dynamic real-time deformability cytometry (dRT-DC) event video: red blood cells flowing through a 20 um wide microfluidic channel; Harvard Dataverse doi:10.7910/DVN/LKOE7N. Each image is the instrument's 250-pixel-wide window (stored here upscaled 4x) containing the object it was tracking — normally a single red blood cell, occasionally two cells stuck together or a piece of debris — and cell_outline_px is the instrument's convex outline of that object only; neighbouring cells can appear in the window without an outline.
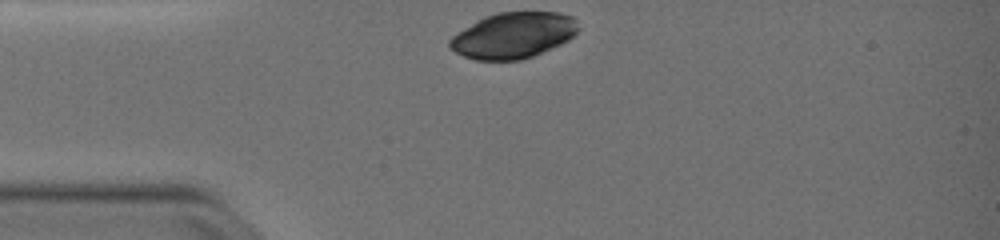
{"species": "common noctule bat (a hibernating species)", "species_latin": "Nyctalus noctula", "temperature_condition": "warm", "stored_images_in_passage": 33, "camera_frame_rate_fps": 3000, "um_per_image_px": 0.085, "animal": {"sex": "female", "body_mass_g": 19.0, "forearm_length_mm": 51.5}, "frame": {"image": 1, "passage_image": 1, "time_ms": 0.0, "image_size_px": [1000, 240], "cell_outline_px": [[580, 28], [568, 40], [560, 44], [532, 56], [520, 60], [476, 60], [464, 56], [448, 48], [448, 40], [452, 36], [464, 28], [484, 16], [500, 12], [560, 12], [572, 16], [576, 20]], "centroid_in_image_um": [43.62, 3.0], "position_along_channel_um": 41.4, "area_um2": 34.33}}